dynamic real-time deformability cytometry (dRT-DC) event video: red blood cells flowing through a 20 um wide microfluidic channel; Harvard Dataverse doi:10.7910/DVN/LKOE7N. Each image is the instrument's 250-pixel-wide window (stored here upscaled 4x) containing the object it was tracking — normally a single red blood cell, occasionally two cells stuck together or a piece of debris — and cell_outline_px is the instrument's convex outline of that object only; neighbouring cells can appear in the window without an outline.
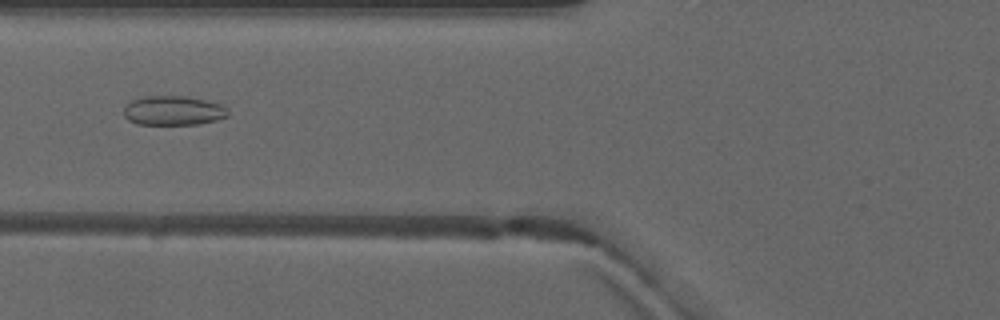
{"species": "common noctule bat (a hibernating species)", "species_latin": "Nyctalus noctula", "temperature_condition": "warm", "stored_images_in_passage": 6, "camera_frame_rate_fps": 3000, "um_per_image_px": 0.085, "animal": {"sex": "male", "forearm_length_mm": 52.5}, "frame": {"image": 1, "passage_image": 6, "time_ms": 6.0, "image_size_px": [1000, 320], "cell_outline_px": [[228, 116], [216, 120], [196, 124], [136, 124], [128, 120], [124, 116], [124, 104], [132, 100], [144, 96], [184, 96], [204, 100], [220, 104], [228, 112]], "centroid_in_image_um": [14.67, 9.4], "position_along_channel_um": 111.1, "area_um2": 17.74}}